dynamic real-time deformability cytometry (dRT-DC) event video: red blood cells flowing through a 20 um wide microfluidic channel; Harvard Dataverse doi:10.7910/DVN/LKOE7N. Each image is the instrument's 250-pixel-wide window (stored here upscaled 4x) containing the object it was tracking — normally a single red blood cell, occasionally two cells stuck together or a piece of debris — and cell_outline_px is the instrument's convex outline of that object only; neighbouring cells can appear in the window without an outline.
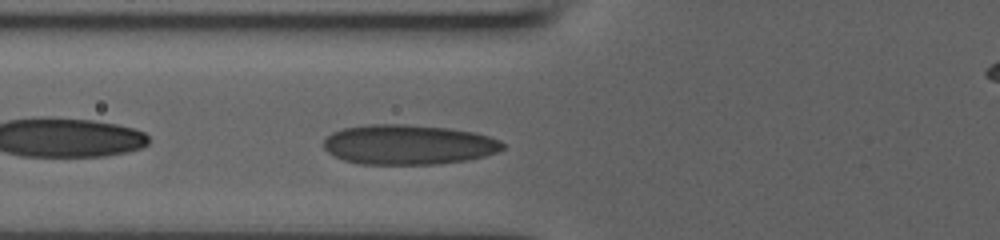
{"species": "human", "species_latin": "Homo sapiens", "temperature_condition": "room temperature", "stored_images_in_passage": 32, "segment_of_instrument_passage": [1, 2], "camera_frame_rate_fps": 3000, "um_per_image_px": 0.085, "donor": {"sex": "male"}, "frame": {"image": 1, "passage_image": 3, "time_ms": 0.667, "image_size_px": [1000, 240], "cell_outline_px": [[504, 148], [496, 152], [484, 156], [464, 160], [440, 164], [360, 164], [344, 160], [328, 152], [324, 148], [324, 140], [332, 132], [344, 128], [364, 124], [408, 124], [448, 128], [476, 132], [500, 140], [504, 144]], "centroid_in_image_um": [34.71, 12.28], "position_along_channel_um": 91.1, "area_um2": 41.67}}
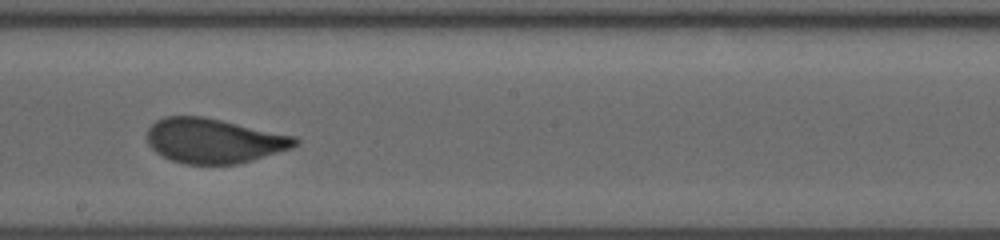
{"frame": {"image": 2, "passage_image": 13, "time_ms": 4.0, "image_size_px": [1000, 240], "cell_outline_px": [[300, 144], [292, 148], [252, 160], [236, 164], [184, 164], [172, 160], [156, 152], [148, 144], [148, 128], [156, 120], [164, 116], [204, 116], [296, 136], [300, 140]], "centroid_in_image_um": [18.21, 11.95], "position_along_channel_um": 230.0, "area_um2": 38.67}}
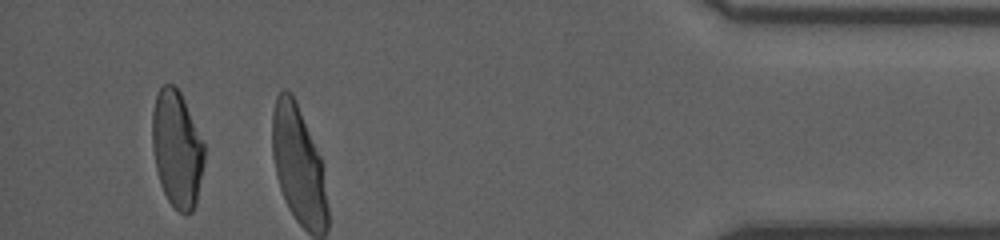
{"frame": {"image": 3, "passage_image": 29, "time_ms": 9.333, "image_size_px": [1000, 240], "cell_outline_px": [[204, 160], [196, 204], [192, 212], [180, 212], [168, 200], [160, 184], [156, 168], [152, 144], [152, 112], [156, 96], [160, 88], [164, 84], [172, 84], [180, 92], [184, 100], [204, 144]], "centroid_in_image_um": [15.03, 12.66], "position_along_channel_um": 420.2, "area_um2": 34.97}}